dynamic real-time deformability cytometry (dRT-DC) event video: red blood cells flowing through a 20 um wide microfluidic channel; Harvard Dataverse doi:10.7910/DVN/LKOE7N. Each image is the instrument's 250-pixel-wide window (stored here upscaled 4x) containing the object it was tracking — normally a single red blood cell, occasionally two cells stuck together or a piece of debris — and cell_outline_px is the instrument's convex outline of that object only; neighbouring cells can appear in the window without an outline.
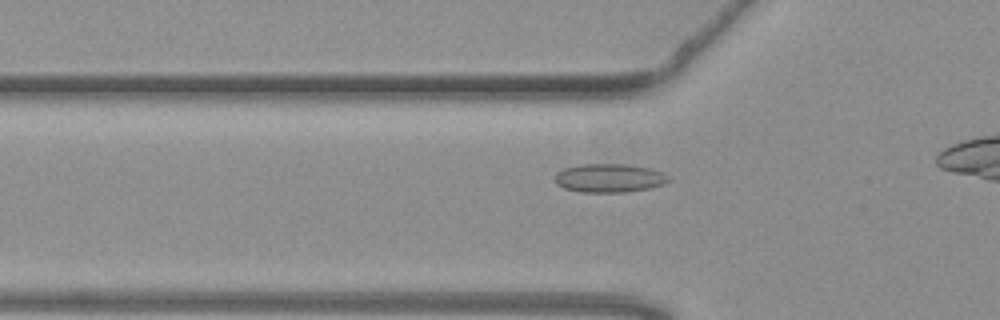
{"species": "common noctule bat (a hibernating species)", "species_latin": "Nyctalus noctula", "temperature_condition": "warm", "stored_images_in_passage": 29, "camera_frame_rate_fps": 3000, "um_per_image_px": 0.085, "animal": {"sex": "female", "body_mass_g": 19.3, "forearm_length_mm": 54.1}, "frame": {"image": 1, "passage_image": 3, "time_ms": 0.667, "image_size_px": [1000, 320], "cell_outline_px": [[672, 180], [664, 184], [648, 188], [624, 192], [580, 192], [564, 188], [556, 184], [556, 172], [564, 168], [580, 164], [624, 164], [652, 168], [672, 176]], "centroid_in_image_um": [51.83, 15.13], "position_along_channel_um": 74.0, "area_um2": 19.13}}
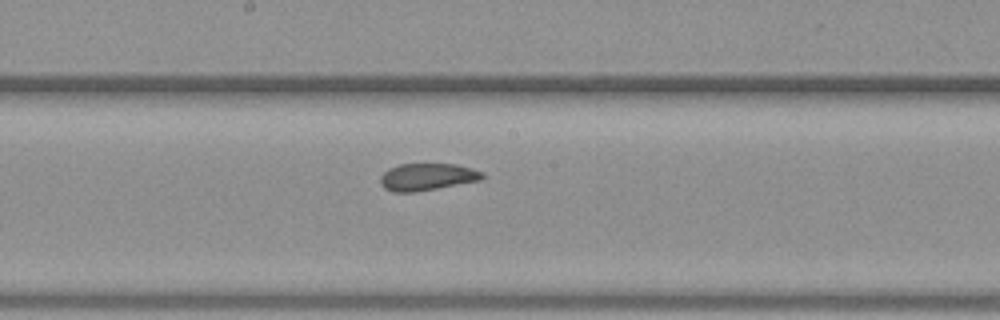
{"frame": {"image": 2, "passage_image": 14, "time_ms": 4.333, "image_size_px": [1000, 320], "cell_outline_px": [[484, 176], [480, 180], [416, 192], [392, 192], [384, 188], [380, 184], [380, 176], [388, 168], [400, 164], [456, 164], [472, 168], [484, 172]], "centroid_in_image_um": [36.28, 15.03], "position_along_channel_um": 211.9, "area_um2": 16.18}}
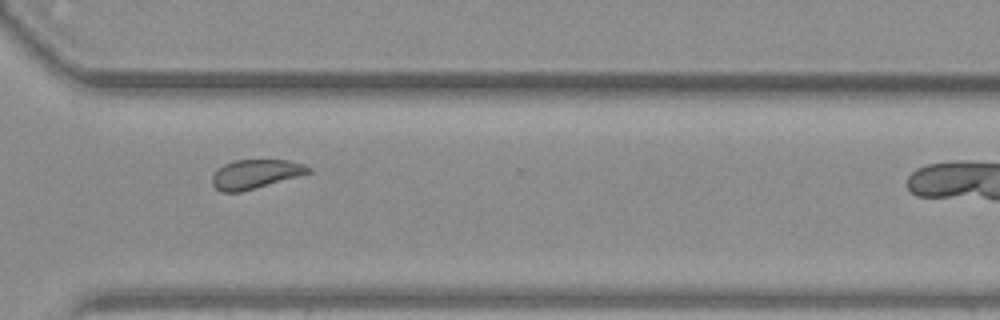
{"frame": {"image": 3, "passage_image": 25, "time_ms": 8.0, "image_size_px": [1000, 320], "cell_outline_px": [[312, 172], [240, 192], [220, 192], [212, 184], [212, 176], [224, 164], [236, 160], [288, 160], [304, 164], [312, 168]], "centroid_in_image_um": [21.72, 14.79], "position_along_channel_um": 348.9, "area_um2": 16.07}}